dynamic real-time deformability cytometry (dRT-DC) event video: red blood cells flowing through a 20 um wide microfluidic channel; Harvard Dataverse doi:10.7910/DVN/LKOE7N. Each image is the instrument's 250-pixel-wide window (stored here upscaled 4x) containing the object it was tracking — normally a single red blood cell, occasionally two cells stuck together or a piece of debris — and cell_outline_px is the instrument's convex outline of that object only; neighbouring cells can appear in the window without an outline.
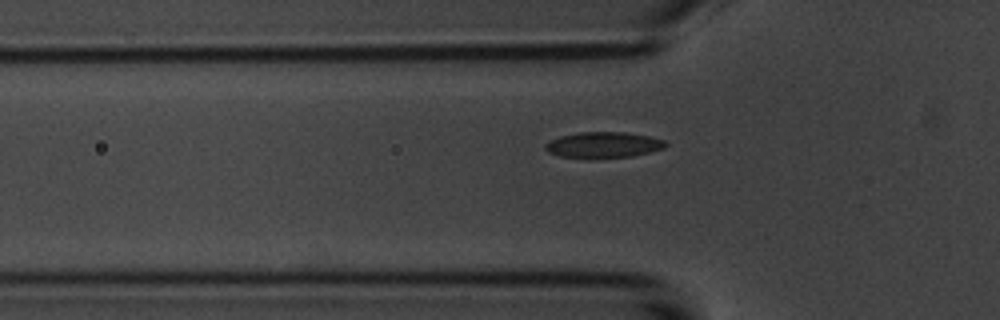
{"species": "common noctule bat (a hibernating species)", "species_latin": "Nyctalus noctula", "temperature_condition": "room temperature", "stored_images_in_passage": 41, "segment_of_instrument_passage": [1, 2], "camera_frame_rate_fps": 3000, "um_per_image_px": 0.085, "animal": {"sex": "male", "body_mass_g": 20.1, "forearm_length_mm": 53.5}, "frame": {"image": 1, "passage_image": 3, "time_ms": 0.667, "image_size_px": [1000, 320], "cell_outline_px": [[668, 144], [664, 148], [632, 156], [592, 160], [588, 160], [560, 156], [548, 152], [544, 148], [544, 144], [560, 136], [580, 132], [624, 132], [648, 136], [664, 140]], "centroid_in_image_um": [51.25, 12.34], "position_along_channel_um": 74.5, "area_um2": 18.5}}
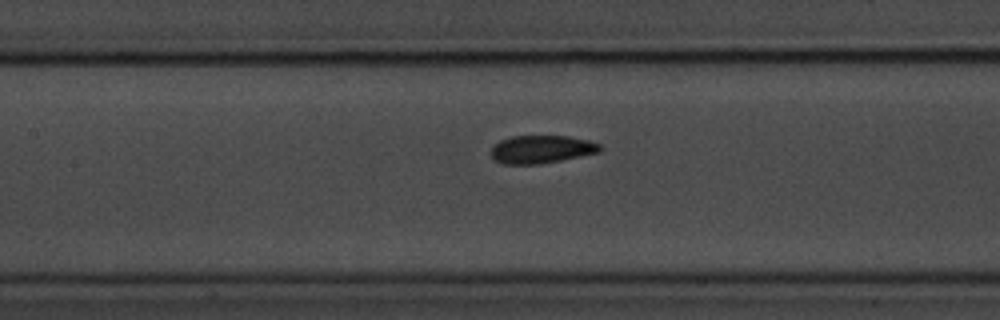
{"frame": {"image": 2, "passage_image": 10, "time_ms": 3.0, "image_size_px": [1000, 320], "cell_outline_px": [[604, 148], [600, 152], [540, 164], [504, 164], [496, 160], [492, 156], [492, 144], [500, 140], [512, 136], [568, 136], [588, 140], [600, 144]], "centroid_in_image_um": [46.04, 12.68], "position_along_channel_um": 161.4, "area_um2": 17.74}}
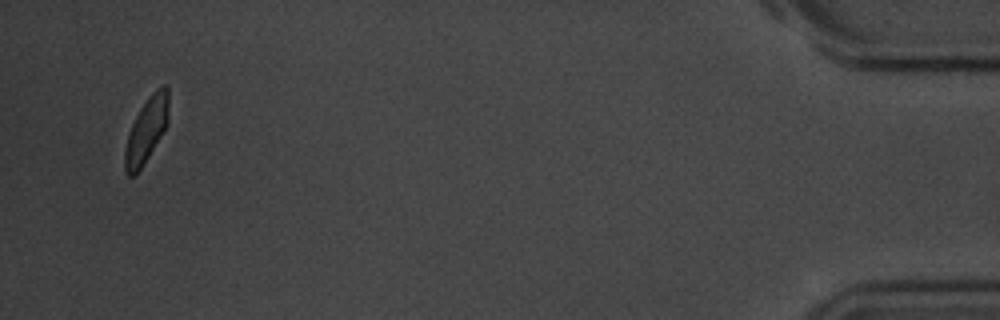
{"frame": {"image": 3, "passage_image": 38, "time_ms": 12.333, "image_size_px": [1000, 320], "cell_outline_px": [[168, 124], [164, 132], [140, 168], [132, 176], [128, 176], [124, 168], [124, 148], [132, 124], [140, 108], [148, 96], [156, 88], [164, 84], [168, 84]], "centroid_in_image_um": [12.46, 11.01], "position_along_channel_um": 422.7, "area_um2": 16.53}}